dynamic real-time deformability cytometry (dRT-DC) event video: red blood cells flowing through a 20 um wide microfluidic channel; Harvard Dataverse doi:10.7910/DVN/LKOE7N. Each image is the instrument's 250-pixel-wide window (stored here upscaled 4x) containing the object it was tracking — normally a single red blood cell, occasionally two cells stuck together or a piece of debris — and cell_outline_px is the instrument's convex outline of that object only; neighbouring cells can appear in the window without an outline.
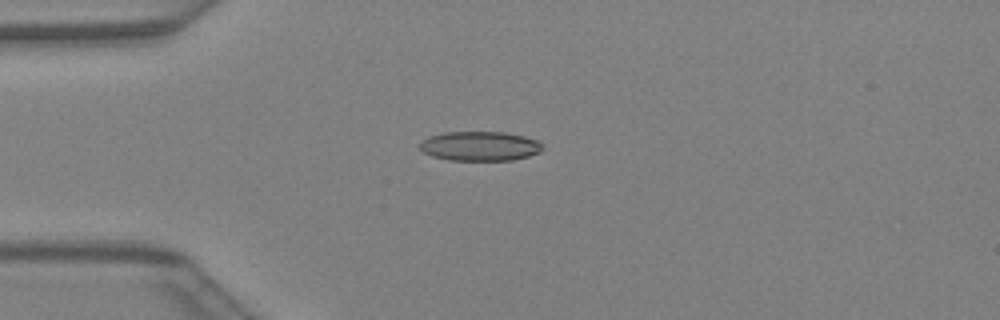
{"species": "Egyptian fruit bat (a non-hibernating species)", "species_latin": "Rousettus aegyptiacus", "temperature_condition": "warm", "stored_images_in_passage": 42, "camera_frame_rate_fps": 3000, "um_per_image_px": 0.085, "animal": {"sex": "female"}, "frame": {"image": 1, "passage_image": 11, "time_ms": 3.333, "image_size_px": [1000, 320], "cell_outline_px": [[544, 148], [540, 152], [528, 156], [512, 160], [448, 160], [432, 156], [424, 152], [416, 144], [420, 140], [428, 136], [444, 132], [504, 132], [524, 136], [536, 140]], "centroid_in_image_um": [40.73, 12.41], "position_along_channel_um": 44.3, "area_um2": 21.21}}
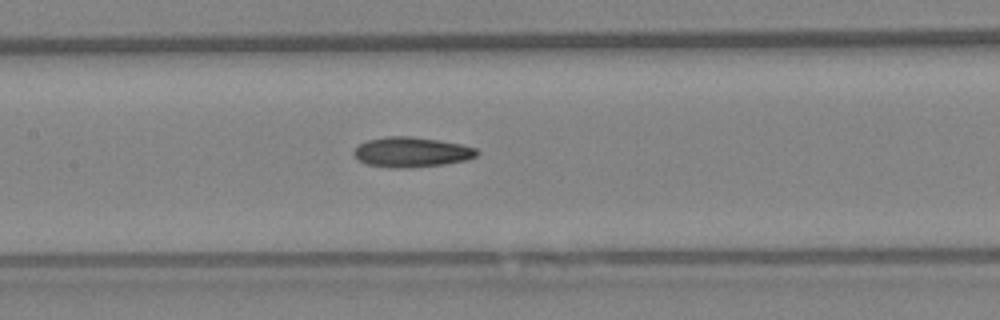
{"frame": {"image": 2, "passage_image": 20, "time_ms": 6.333, "image_size_px": [1000, 320], "cell_outline_px": [[480, 152], [476, 156], [464, 160], [444, 164], [408, 168], [388, 168], [364, 164], [356, 160], [352, 152], [360, 144], [368, 140], [384, 136], [412, 136], [440, 140], [460, 144], [476, 148]], "centroid_in_image_um": [34.93, 12.93], "position_along_channel_um": 172.5, "area_um2": 21.79}}
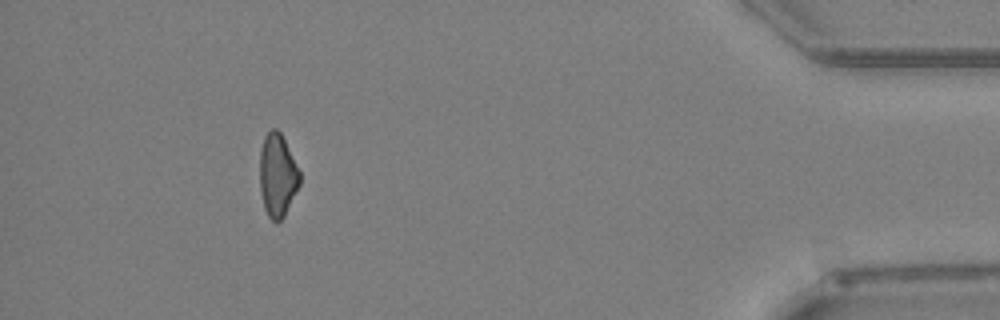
{"frame": {"image": 3, "passage_image": 38, "time_ms": 12.333, "image_size_px": [1000, 320], "cell_outline_px": [[300, 184], [284, 216], [276, 224], [268, 216], [264, 208], [260, 192], [260, 148], [264, 136], [272, 128], [276, 128], [280, 132], [300, 172]], "centroid_in_image_um": [23.57, 14.91], "position_along_channel_um": 411.6, "area_um2": 19.31}}